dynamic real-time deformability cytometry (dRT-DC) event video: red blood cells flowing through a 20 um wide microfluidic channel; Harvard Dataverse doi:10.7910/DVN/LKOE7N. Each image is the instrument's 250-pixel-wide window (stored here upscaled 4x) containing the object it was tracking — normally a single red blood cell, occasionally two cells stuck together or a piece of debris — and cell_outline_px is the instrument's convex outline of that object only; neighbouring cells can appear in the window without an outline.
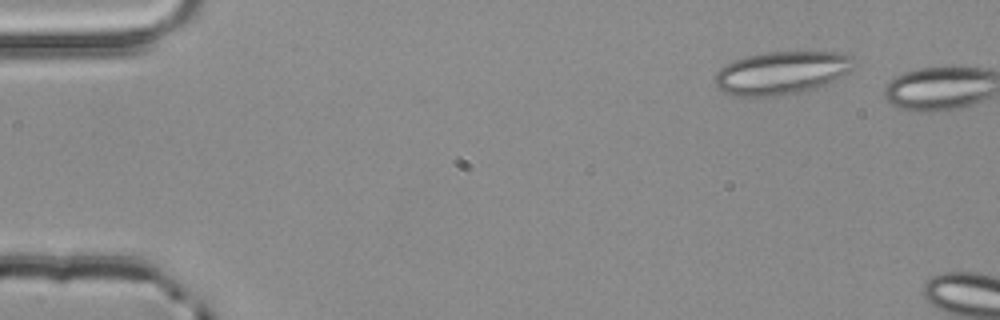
{"species": "common noctule bat (a hibernating species)", "species_latin": "Nyctalus noctula", "temperature_condition": "room temperature", "stored_images_in_passage": 2, "camera_frame_rate_fps": 3000, "um_per_image_px": 0.085, "animal": {"sex": "male", "body_mass_g": 20.4}, "frame": {"image": 1, "passage_image": 1, "time_ms": 0.0, "image_size_px": [1000, 320], "cell_outline_px": [[852, 68], [848, 72], [828, 84], [796, 92], [772, 96], [740, 96], [724, 92], [716, 88], [716, 72], [724, 64], [732, 60], [744, 56], [764, 52], [840, 52], [852, 56]], "centroid_in_image_um": [66.39, 6.17], "position_along_channel_um": 18.6, "area_um2": 34.62}}